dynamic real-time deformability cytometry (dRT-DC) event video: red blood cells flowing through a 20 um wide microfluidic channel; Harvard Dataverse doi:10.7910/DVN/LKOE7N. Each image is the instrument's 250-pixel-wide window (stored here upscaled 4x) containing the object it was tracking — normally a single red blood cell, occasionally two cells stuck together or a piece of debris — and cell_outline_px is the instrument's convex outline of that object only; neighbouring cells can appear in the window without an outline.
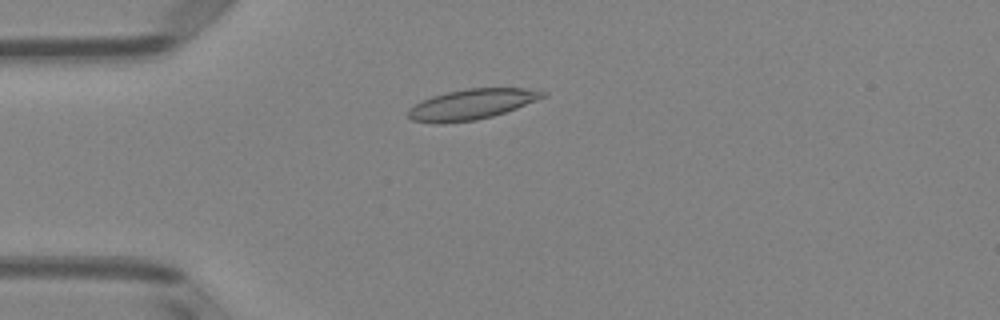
{"species": "Egyptian fruit bat (a non-hibernating species)", "species_latin": "Rousettus aegyptiacus", "temperature_condition": "room temperature", "stored_images_in_passage": 51, "camera_frame_rate_fps": 3000, "um_per_image_px": 0.085, "animal": {"sex": "female"}, "frame": {"image": 1, "passage_image": 13, "time_ms": 4.0, "image_size_px": [1000, 320], "cell_outline_px": [[548, 96], [516, 108], [492, 116], [476, 120], [440, 124], [412, 120], [408, 116], [408, 108], [432, 96], [448, 92], [468, 88], [524, 88], [548, 92]], "centroid_in_image_um": [40.11, 8.86], "position_along_channel_um": 44.9, "area_um2": 23.7}}
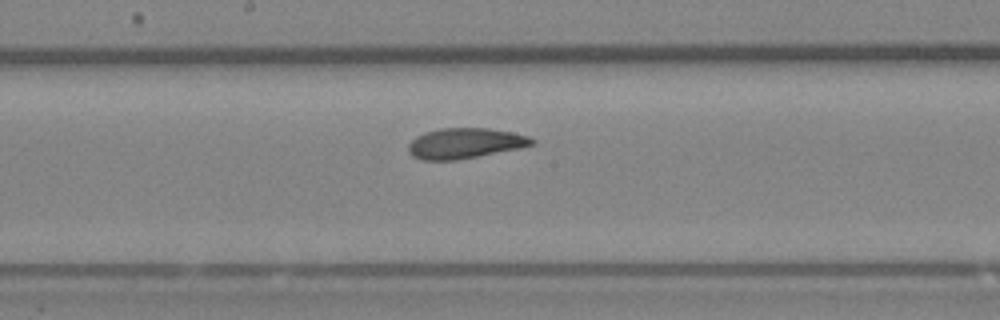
{"frame": {"image": 2, "passage_image": 27, "time_ms": 8.667, "image_size_px": [1000, 320], "cell_outline_px": [[536, 144], [520, 148], [456, 160], [420, 160], [412, 156], [408, 152], [408, 144], [416, 136], [424, 132], [440, 128], [488, 128], [512, 132], [528, 136], [536, 140]], "centroid_in_image_um": [39.51, 12.18], "position_along_channel_um": 208.7, "area_um2": 22.02}}
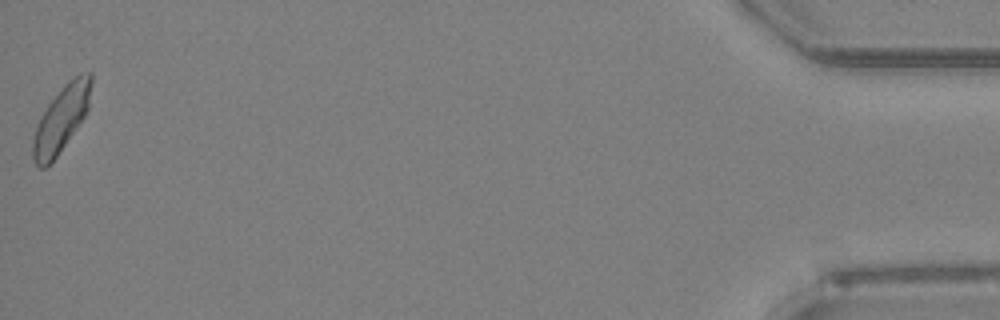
{"frame": {"image": 3, "passage_image": 51, "time_ms": 16.667, "image_size_px": [1000, 320], "cell_outline_px": [[92, 80], [88, 108], [84, 116], [56, 156], [44, 168], [40, 168], [32, 160], [32, 140], [40, 116], [48, 104], [64, 84], [68, 80], [80, 72], [92, 72]], "centroid_in_image_um": [5.2, 10.07], "position_along_channel_um": 430.0, "area_um2": 22.02}, "authors_computed_cell_mechanics": {"area_um2": 22.4842, "velocity_mm_per_s": 3.9403, "shape_relaxation_time_tau1_ms": null, "shape_relaxation_time_tau2_ms": 1.6494, "deformation_change_tau1": null, "deformation_change_tau2": 0.0771}}